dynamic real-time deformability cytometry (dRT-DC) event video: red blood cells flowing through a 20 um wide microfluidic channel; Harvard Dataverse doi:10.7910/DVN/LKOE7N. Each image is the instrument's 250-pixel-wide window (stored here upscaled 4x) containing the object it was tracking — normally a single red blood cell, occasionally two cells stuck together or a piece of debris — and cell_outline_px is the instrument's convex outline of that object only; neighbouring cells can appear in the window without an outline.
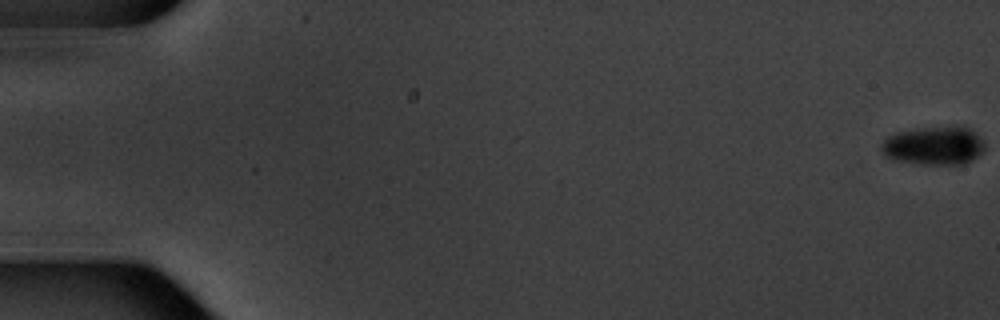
{"species": "common noctule bat (a hibernating species)", "species_latin": "Nyctalus noctula", "temperature_condition": "warm", "stored_images_in_passage": 8, "camera_frame_rate_fps": 3000, "um_per_image_px": 0.085, "animal": {"sex": "male", "body_mass_g": 20.1, "forearm_length_mm": 53.5}, "frame": {"image": 1, "passage_image": 1, "time_ms": 0.0, "image_size_px": [1000, 320], "cell_outline_px": [[984, 152], [968, 164], [920, 164], [892, 160], [884, 156], [880, 148], [880, 144], [888, 136], [896, 132], [920, 128], [960, 124], [964, 124], [980, 136], [984, 140]], "centroid_in_image_um": [79.42, 12.36], "position_along_channel_um": 5.6, "area_um2": 24.04}}
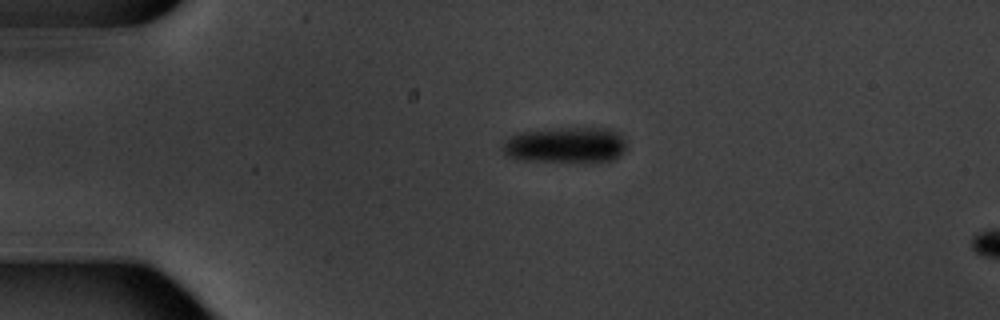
{"frame": {"image": 2, "passage_image": 5, "time_ms": 4.667, "image_size_px": [1000, 320], "cell_outline_px": [[628, 148], [620, 156], [612, 160], [596, 164], [568, 164], [516, 160], [504, 156], [500, 148], [500, 144], [508, 136], [520, 132], [548, 128], [612, 128], [624, 140]], "centroid_in_image_um": [48.02, 12.39], "position_along_channel_um": 37.0, "area_um2": 27.8}}
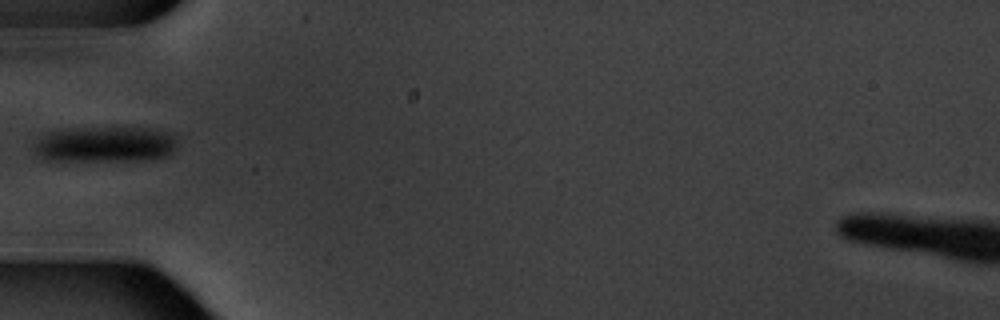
{"frame": {"image": 3, "passage_image": 7, "time_ms": 7.0, "image_size_px": [1000, 320], "cell_outline_px": [[176, 148], [172, 152], [164, 156], [128, 160], [40, 160], [36, 156], [32, 148], [32, 144], [40, 136], [48, 132], [76, 128], [148, 128], [172, 132], [176, 144]], "centroid_in_image_um": [8.84, 12.26], "position_along_channel_um": 76.2, "area_um2": 29.77}}